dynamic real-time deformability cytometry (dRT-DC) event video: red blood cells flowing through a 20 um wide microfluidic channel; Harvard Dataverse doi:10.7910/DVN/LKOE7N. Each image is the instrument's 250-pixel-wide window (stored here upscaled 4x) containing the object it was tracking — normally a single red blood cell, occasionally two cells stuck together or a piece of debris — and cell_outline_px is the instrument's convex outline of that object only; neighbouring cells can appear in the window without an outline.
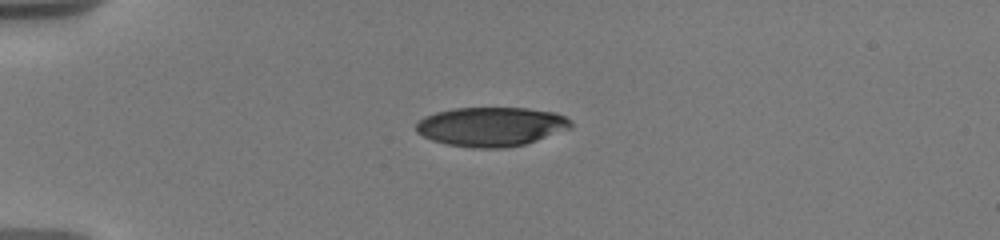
{"species": "human", "species_latin": "Homo sapiens", "temperature_condition": "warm", "stored_images_in_passage": 2, "camera_frame_rate_fps": 3000, "um_per_image_px": 0.085, "donor": {"sex": "male"}, "frame": {"image": 1, "passage_image": 1, "time_ms": 0.0, "image_size_px": [1000, 240], "cell_outline_px": [[572, 128], [524, 144], [500, 148], [472, 148], [448, 144], [432, 140], [416, 132], [416, 124], [424, 116], [436, 112], [452, 108], [528, 108], [552, 112], [564, 116], [572, 120]], "centroid_in_image_um": [41.75, 10.76], "position_along_channel_um": 43.3, "area_um2": 35.26}}